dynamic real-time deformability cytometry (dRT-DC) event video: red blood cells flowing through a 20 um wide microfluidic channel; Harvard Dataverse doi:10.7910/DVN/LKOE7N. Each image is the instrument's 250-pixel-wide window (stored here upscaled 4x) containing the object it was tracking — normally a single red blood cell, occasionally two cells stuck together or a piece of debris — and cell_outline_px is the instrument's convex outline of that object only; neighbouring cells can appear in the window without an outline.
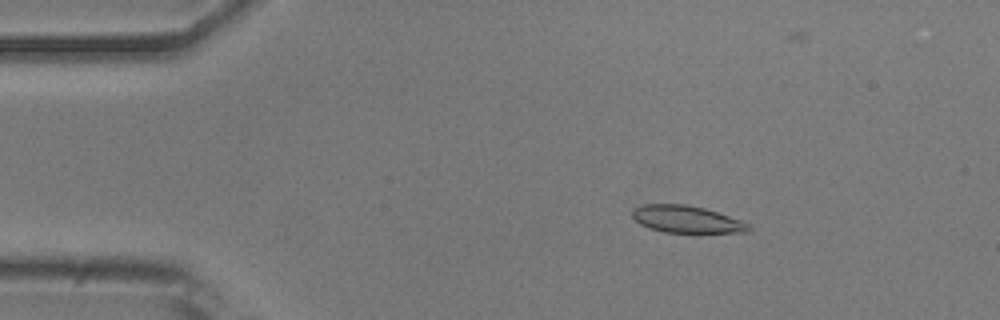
{"species": "common noctule bat (a hibernating species)", "species_latin": "Nyctalus noctula", "temperature_condition": "room temperature", "stored_images_in_passage": 48, "camera_frame_rate_fps": 3000, "um_per_image_px": 0.085, "animal": {"sex": "male", "body_mass_g": 20.5, "forearm_length_mm": 52.5}, "frame": {"image": 1, "passage_image": 4, "time_ms": 1.0, "image_size_px": [1000, 320], "cell_outline_px": [[752, 228], [748, 232], [664, 232], [640, 224], [632, 216], [632, 212], [636, 208], [644, 204], [684, 204], [704, 208], [740, 220], [748, 224]], "centroid_in_image_um": [58.36, 18.63], "position_along_channel_um": 26.6, "area_um2": 17.98}}
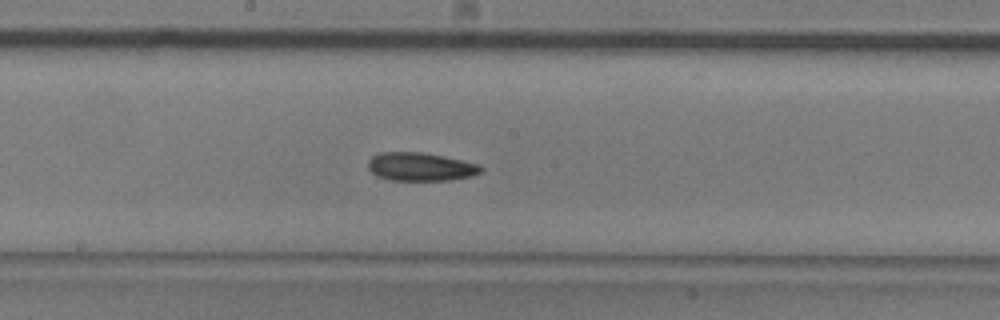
{"frame": {"image": 2, "passage_image": 23, "time_ms": 7.333, "image_size_px": [1000, 320], "cell_outline_px": [[484, 168], [480, 172], [472, 176], [448, 180], [388, 180], [376, 176], [368, 168], [368, 160], [372, 156], [380, 152], [420, 152], [444, 156], [480, 164]], "centroid_in_image_um": [35.73, 14.17], "position_along_channel_um": 212.5, "area_um2": 18.73}}
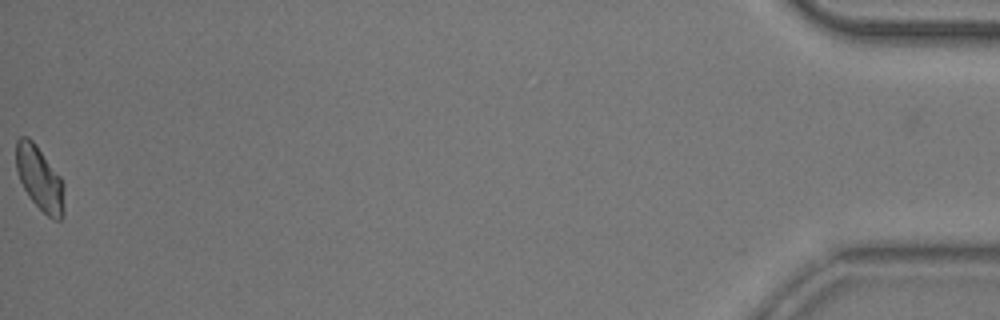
{"frame": {"image": 3, "passage_image": 48, "time_ms": 15.667, "image_size_px": [1000, 320], "cell_outline_px": [[64, 212], [60, 220], [56, 220], [48, 216], [28, 196], [20, 180], [16, 168], [16, 140], [20, 136], [28, 136], [36, 144], [60, 176], [64, 184]], "centroid_in_image_um": [3.38, 15.15], "position_along_channel_um": 431.8, "area_um2": 17.98}, "authors_computed_cell_mechanics": {"area_um2": 18.3515, "velocity_mm_per_s": 3.8458, "shape_relaxation_time_tau1_ms": 2.5091, "shape_relaxation_time_tau2_ms": 4.2155, "deformation_change_tau1": 0.0823, "deformation_change_tau2": 0.0984}}